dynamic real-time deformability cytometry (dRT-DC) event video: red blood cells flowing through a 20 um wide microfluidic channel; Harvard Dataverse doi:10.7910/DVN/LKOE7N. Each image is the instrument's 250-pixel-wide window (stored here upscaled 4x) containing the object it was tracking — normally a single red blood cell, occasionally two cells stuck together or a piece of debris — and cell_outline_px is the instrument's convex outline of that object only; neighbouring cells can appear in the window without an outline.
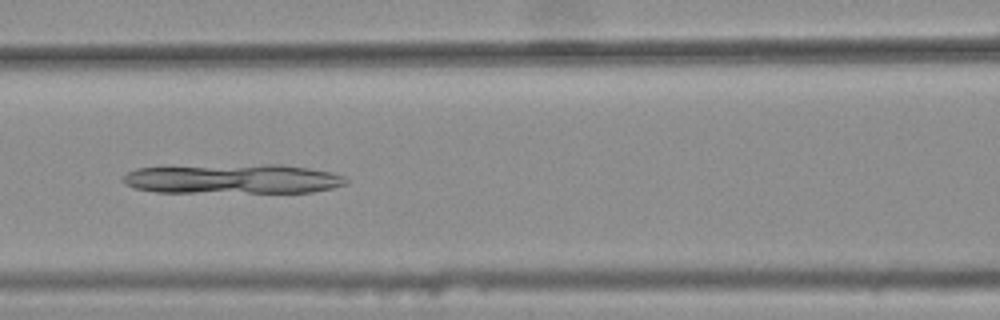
{"species": "common noctule bat (a hibernating species)", "species_latin": "Nyctalus noctula", "temperature_condition": "warm", "stored_images_in_passage": 43, "camera_frame_rate_fps": 3000, "um_per_image_px": 0.085, "animal": {"sex": "female", "body_mass_g": 25.1}, "frame": {"image": 1, "passage_image": 21, "time_ms": 6.667, "image_size_px": [1000, 320], "cell_outline_px": [[348, 180], [344, 184], [332, 188], [312, 192], [156, 192], [136, 188], [124, 184], [120, 180], [128, 172], [136, 168], [264, 164], [280, 164], [308, 168], [332, 172], [344, 176]], "centroid_in_image_um": [19.8, 15.21], "position_along_channel_um": 146.8, "area_um2": 38.32}}
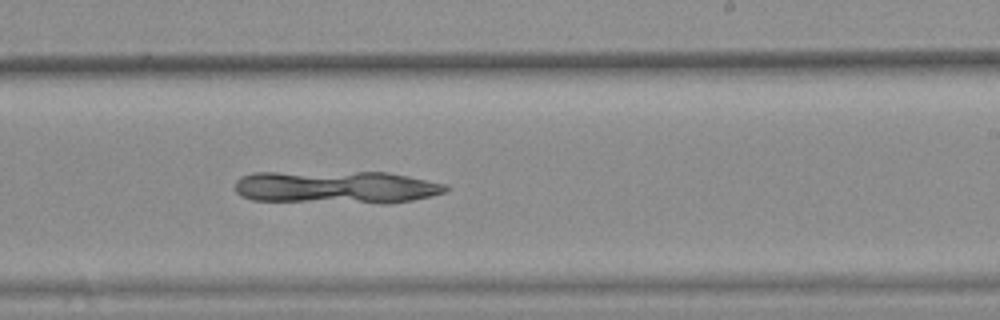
{"frame": {"image": 2, "passage_image": 30, "time_ms": 9.667, "image_size_px": [1000, 320], "cell_outline_px": [[448, 192], [412, 200], [392, 204], [384, 204], [252, 200], [240, 196], [236, 192], [236, 180], [240, 176], [252, 172], [388, 172], [448, 184]], "centroid_in_image_um": [28.6, 15.92], "position_along_channel_um": 260.4, "area_um2": 40.98}}
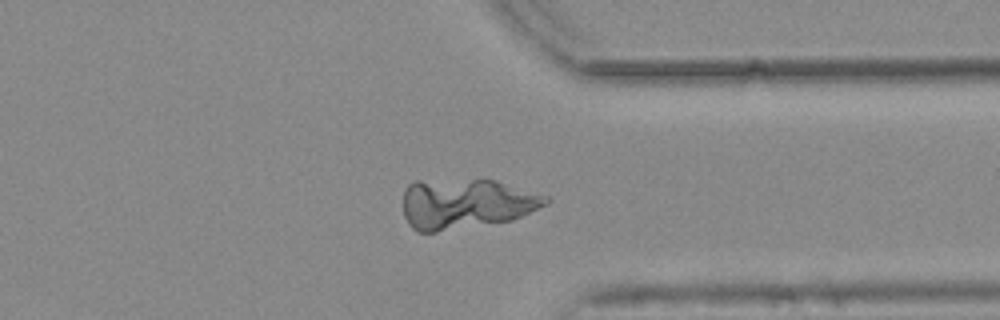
{"frame": {"image": 3, "passage_image": 39, "time_ms": 12.667, "image_size_px": [1000, 320], "cell_outline_px": [[552, 200], [548, 204], [512, 220], [436, 232], [420, 232], [412, 228], [408, 224], [404, 216], [404, 188], [408, 184], [416, 180], [496, 180], [548, 196]], "centroid_in_image_um": [39.6, 17.31], "position_along_channel_um": 371.8, "area_um2": 41.79}}